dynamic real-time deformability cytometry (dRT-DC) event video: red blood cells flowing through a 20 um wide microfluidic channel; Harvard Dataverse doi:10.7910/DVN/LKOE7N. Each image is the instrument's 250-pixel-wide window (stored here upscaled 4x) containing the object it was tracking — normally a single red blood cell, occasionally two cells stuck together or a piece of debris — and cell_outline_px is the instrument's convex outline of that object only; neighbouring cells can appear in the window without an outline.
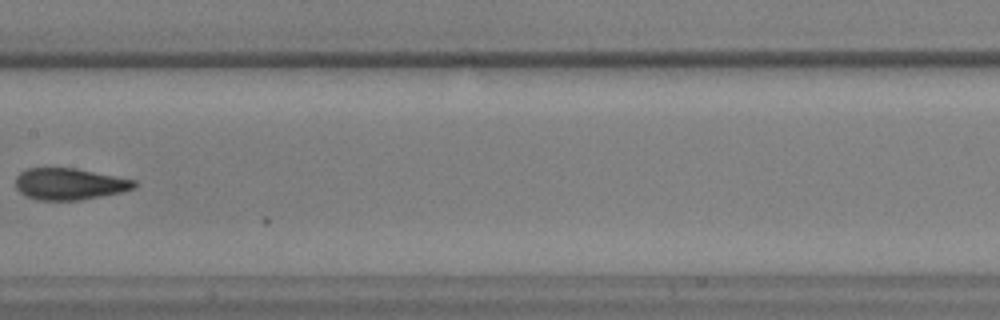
{"species": "common noctule bat (a hibernating species)", "species_latin": "Nyctalus noctula", "temperature_condition": "warm", "stored_images_in_passage": 25, "camera_frame_rate_fps": 3000, "um_per_image_px": 0.085, "animal": {"sex": "male", "body_mass_g": 17.9, "forearm_length_mm": 54.2}, "frame": {"image": 1, "passage_image": 24, "time_ms": 7.667, "image_size_px": [1000, 320], "cell_outline_px": [[136, 188], [120, 192], [80, 200], [40, 200], [24, 196], [16, 188], [16, 176], [20, 172], [28, 168], [76, 168], [136, 180]], "centroid_in_image_um": [5.89, 15.63], "position_along_channel_um": 201.5, "area_um2": 21.85}}